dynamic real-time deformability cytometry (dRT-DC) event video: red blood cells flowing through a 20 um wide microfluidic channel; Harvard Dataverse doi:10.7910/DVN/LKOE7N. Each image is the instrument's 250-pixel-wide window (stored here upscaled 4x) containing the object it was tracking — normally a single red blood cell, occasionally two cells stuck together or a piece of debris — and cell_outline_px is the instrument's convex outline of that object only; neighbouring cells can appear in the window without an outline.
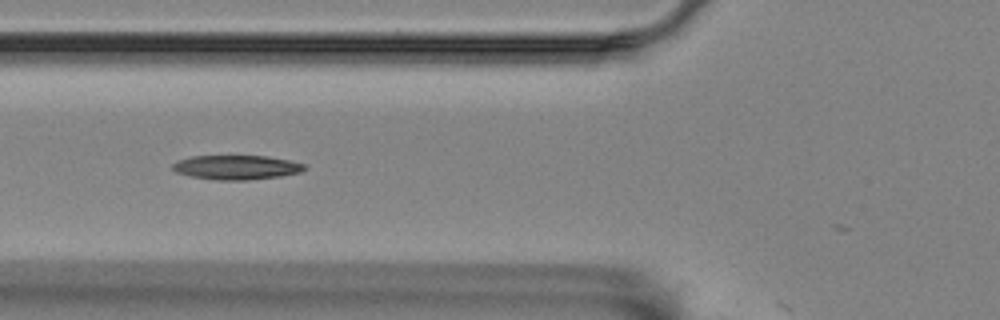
{"species": "Egyptian fruit bat (a non-hibernating species)", "species_latin": "Rousettus aegyptiacus", "temperature_condition": "room temperature", "stored_images_in_passage": 7, "camera_frame_rate_fps": 3000, "um_per_image_px": 0.085, "animal": {"sex": "female"}, "frame": {"image": 1, "passage_image": 5, "time_ms": 1.333, "image_size_px": [1000, 320], "cell_outline_px": [[308, 168], [300, 172], [280, 176], [248, 180], [216, 180], [192, 176], [176, 172], [172, 168], [172, 164], [180, 160], [192, 156], [268, 156], [288, 160], [304, 164]], "centroid_in_image_um": [20.12, 14.22], "position_along_channel_um": 105.7, "area_um2": 18.55}}
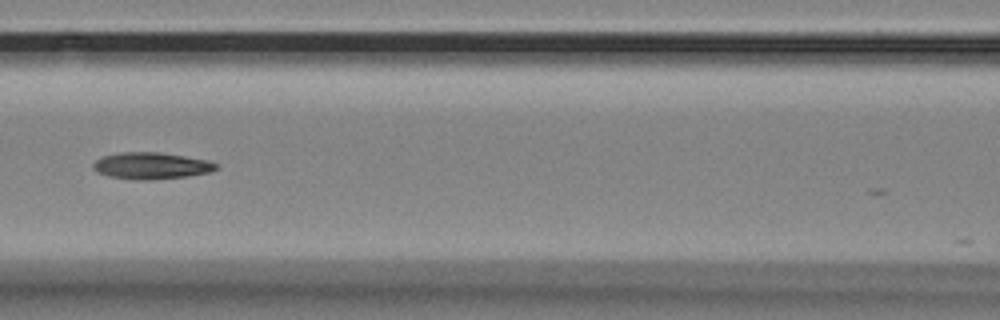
{"frame": {"image": 2, "passage_image": 6, "time_ms": 1.667, "image_size_px": [1000, 320], "cell_outline_px": [[220, 168], [212, 172], [188, 176], [152, 180], [140, 180], [108, 176], [96, 172], [92, 168], [92, 164], [100, 156], [120, 152], [160, 152], [208, 160], [220, 164]], "centroid_in_image_um": [12.88, 14.09], "position_along_channel_um": 153.7, "area_um2": 19.48}}